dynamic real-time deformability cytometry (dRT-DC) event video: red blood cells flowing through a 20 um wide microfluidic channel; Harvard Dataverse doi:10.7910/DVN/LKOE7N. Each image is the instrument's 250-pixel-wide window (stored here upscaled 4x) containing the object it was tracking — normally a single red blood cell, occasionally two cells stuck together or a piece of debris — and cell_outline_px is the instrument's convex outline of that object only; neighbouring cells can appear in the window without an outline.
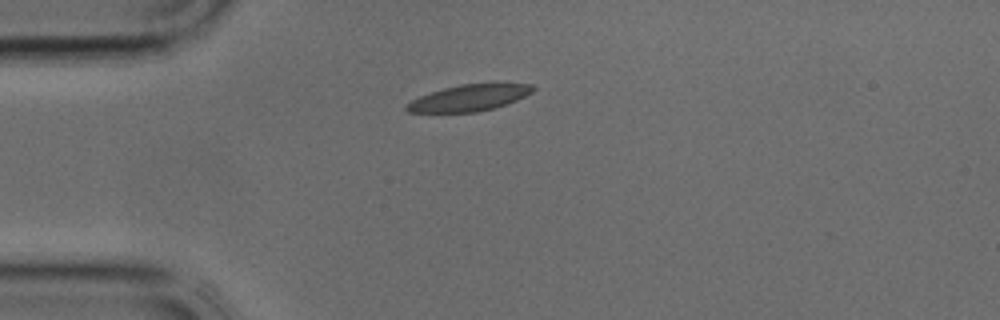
{"species": "common noctule bat (a hibernating species)", "species_latin": "Nyctalus noctula", "temperature_condition": "cold", "stored_images_in_passage": 12, "camera_frame_rate_fps": 3000, "um_per_image_px": 0.085, "animal": {"sex": "male", "body_mass_g": 17.9, "forearm_length_mm": 54.2}, "frame": {"image": 1, "passage_image": 1, "time_ms": 0.0, "image_size_px": [1000, 320], "cell_outline_px": [[536, 88], [532, 92], [516, 100], [492, 108], [476, 112], [408, 112], [404, 108], [412, 100], [420, 96], [444, 88], [460, 84], [496, 80], [532, 84]], "centroid_in_image_um": [39.98, 8.25], "position_along_channel_um": 45.0, "area_um2": 19.94}}
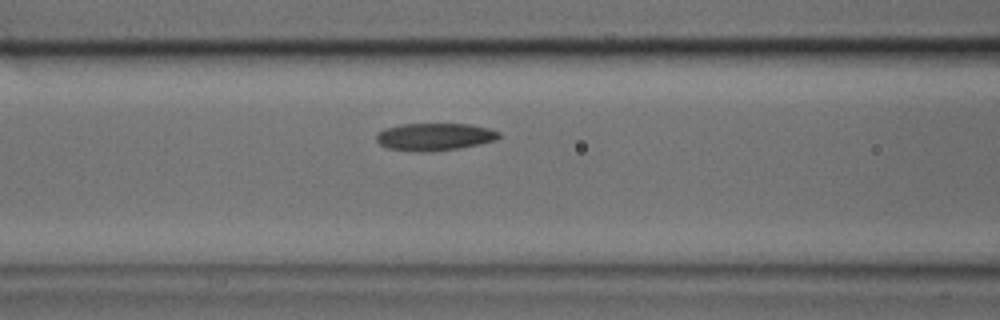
{"frame": {"image": 2, "passage_image": 7, "time_ms": 2.0, "image_size_px": [1000, 320], "cell_outline_px": [[500, 136], [496, 140], [480, 144], [460, 148], [432, 152], [416, 152], [388, 148], [380, 144], [376, 140], [376, 136], [384, 128], [400, 124], [468, 124], [488, 128], [500, 132]], "centroid_in_image_um": [36.94, 11.63], "position_along_channel_um": 129.7, "area_um2": 19.71}}